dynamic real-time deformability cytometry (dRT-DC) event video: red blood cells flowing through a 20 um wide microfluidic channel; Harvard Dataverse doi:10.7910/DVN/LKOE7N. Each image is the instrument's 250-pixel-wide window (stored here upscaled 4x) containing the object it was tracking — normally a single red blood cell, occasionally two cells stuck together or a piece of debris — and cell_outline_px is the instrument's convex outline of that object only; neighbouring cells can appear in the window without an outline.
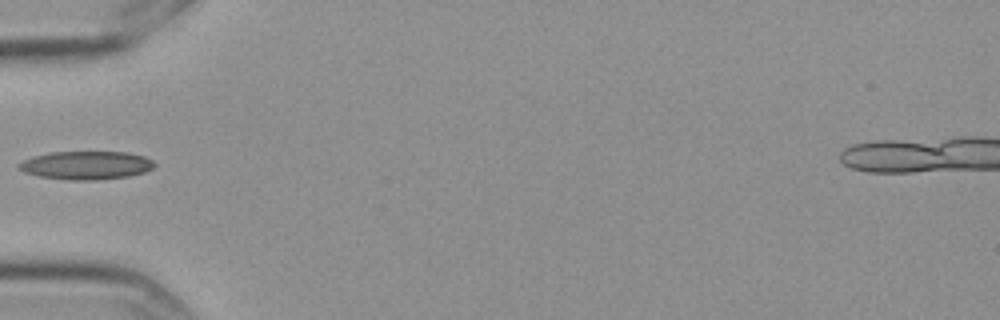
{"species": "Egyptian fruit bat (a non-hibernating species)", "species_latin": "Rousettus aegyptiacus", "temperature_condition": "cold", "stored_images_in_passage": 6, "camera_frame_rate_fps": 3000, "um_per_image_px": 0.085, "frame": {"image": 1, "passage_image": 6, "time_ms": 1.667, "image_size_px": [1000, 320], "cell_outline_px": [[156, 164], [152, 168], [144, 172], [128, 176], [96, 180], [68, 180], [40, 176], [24, 172], [16, 168], [16, 164], [32, 156], [48, 152], [128, 152], [144, 156], [152, 160]], "centroid_in_image_um": [7.29, 14.04], "position_along_channel_um": 77.7, "area_um2": 22.48}}